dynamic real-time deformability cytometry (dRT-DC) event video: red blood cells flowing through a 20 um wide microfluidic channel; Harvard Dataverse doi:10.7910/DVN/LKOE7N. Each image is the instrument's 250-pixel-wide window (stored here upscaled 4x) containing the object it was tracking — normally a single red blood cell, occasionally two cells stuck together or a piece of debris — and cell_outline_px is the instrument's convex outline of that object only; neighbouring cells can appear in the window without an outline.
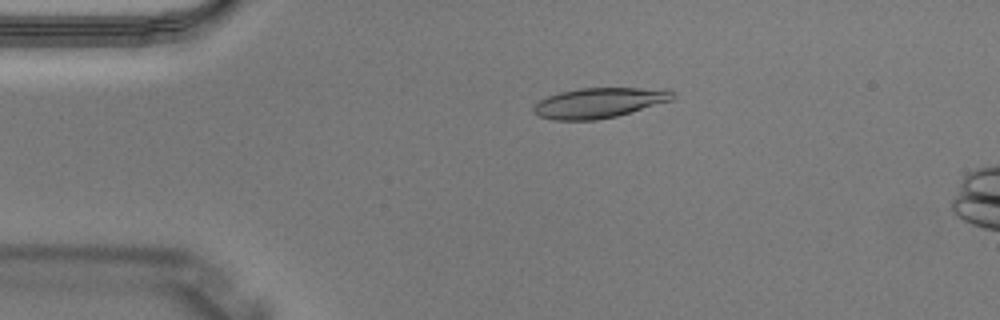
{"species": "Egyptian fruit bat (a non-hibernating species)", "species_latin": "Rousettus aegyptiacus", "temperature_condition": "warm", "stored_images_in_passage": 3, "camera_frame_rate_fps": 3000, "um_per_image_px": 0.085, "animal": {"sex": "male"}, "frame": {"image": 1, "passage_image": 2, "time_ms": 0.333, "image_size_px": [1000, 320], "cell_outline_px": [[676, 96], [672, 100], [616, 116], [596, 120], [552, 120], [540, 116], [532, 112], [532, 108], [540, 100], [548, 96], [560, 92], [580, 88], [668, 88], [676, 92]], "centroid_in_image_um": [50.96, 8.73], "position_along_channel_um": 34.0, "area_um2": 24.57}}